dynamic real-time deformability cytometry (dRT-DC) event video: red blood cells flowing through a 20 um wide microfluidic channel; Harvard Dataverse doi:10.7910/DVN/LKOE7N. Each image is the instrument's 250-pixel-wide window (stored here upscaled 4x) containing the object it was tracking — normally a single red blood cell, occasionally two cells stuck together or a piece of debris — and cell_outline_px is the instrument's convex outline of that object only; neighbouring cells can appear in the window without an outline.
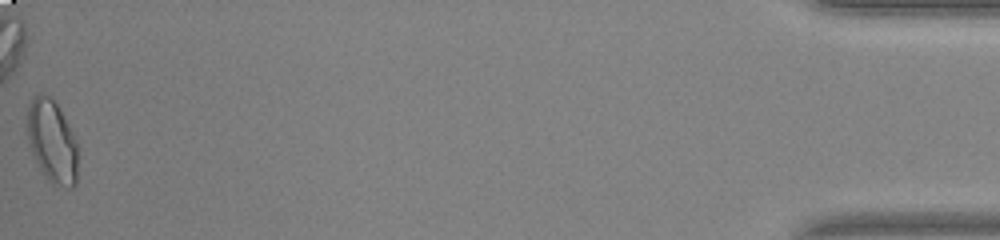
{"species": "common noctule bat (a hibernating species)", "species_latin": "Nyctalus noctula", "temperature_condition": "warm", "stored_images_in_passage": 46, "camera_frame_rate_fps": 3000, "um_per_image_px": 0.085, "animal": {"sex": "male", "body_mass_g": 20.0, "forearm_length_mm": 53.3}, "frame": {"image": 1, "passage_image": 46, "time_ms": 15.0, "image_size_px": [1000, 240], "cell_outline_px": [[76, 184], [72, 188], [68, 188], [52, 184], [44, 176], [32, 152], [28, 140], [28, 104], [40, 92], [48, 96], [56, 104], [72, 132], [76, 140]], "centroid_in_image_um": [4.42, 12.06], "position_along_channel_um": 430.8, "area_um2": 23.87}}